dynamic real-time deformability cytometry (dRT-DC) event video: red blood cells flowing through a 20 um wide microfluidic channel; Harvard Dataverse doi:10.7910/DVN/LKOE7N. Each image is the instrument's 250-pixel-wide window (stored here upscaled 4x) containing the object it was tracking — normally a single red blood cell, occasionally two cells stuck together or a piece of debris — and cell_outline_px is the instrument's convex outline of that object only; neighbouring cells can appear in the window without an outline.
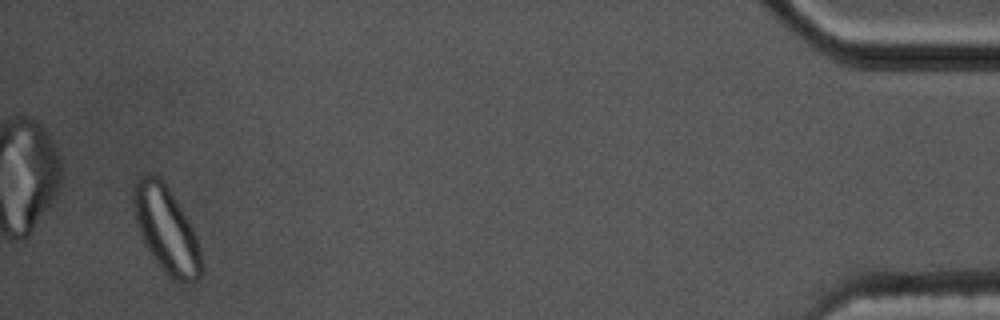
{"species": "common noctule bat (a hibernating species)", "species_latin": "Nyctalus noctula", "temperature_condition": "cold", "stored_images_in_passage": 54, "segment_of_instrument_passage": [2, 2], "camera_frame_rate_fps": 3000, "um_per_image_px": 0.085, "animal": {"sex": "male", "body_mass_g": 17.5, "forearm_length_mm": 52.3}, "frame": {"image": 1, "passage_image": 52, "time_ms": 17.0, "image_size_px": [1000, 320], "cell_outline_px": [[200, 276], [196, 280], [188, 284], [184, 284], [176, 280], [156, 260], [144, 244], [136, 224], [132, 204], [132, 184], [144, 172], [152, 172], [160, 176], [164, 180], [188, 220], [196, 236], [200, 252]], "centroid_in_image_um": [14.07, 19.4], "position_along_channel_um": 421.1, "area_um2": 33.93}}